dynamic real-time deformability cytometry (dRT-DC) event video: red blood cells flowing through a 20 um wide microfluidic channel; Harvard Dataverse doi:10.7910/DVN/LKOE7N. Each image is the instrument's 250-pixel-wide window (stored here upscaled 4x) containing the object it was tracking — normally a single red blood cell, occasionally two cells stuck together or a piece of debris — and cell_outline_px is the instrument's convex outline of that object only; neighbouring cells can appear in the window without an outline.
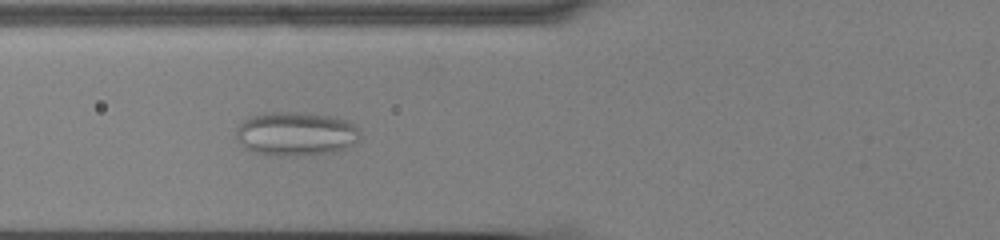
{"species": "common noctule bat (a hibernating species)", "species_latin": "Nyctalus noctula", "temperature_condition": "cold", "stored_images_in_passage": 58, "camera_frame_rate_fps": 3000, "um_per_image_px": 0.085, "animal": {"sex": "male", "body_mass_g": 13.0, "forearm_length_mm": 53.1}, "frame": {"image": 1, "passage_image": 24, "time_ms": 7.667, "image_size_px": [1000, 240], "cell_outline_px": [[360, 140], [344, 148], [332, 152], [296, 156], [284, 156], [256, 152], [244, 148], [240, 144], [236, 136], [236, 132], [240, 124], [244, 120], [252, 116], [264, 112], [304, 112], [332, 116], [344, 120], [360, 128]], "centroid_in_image_um": [25.16, 11.36], "position_along_channel_um": 100.6, "area_um2": 31.73}}
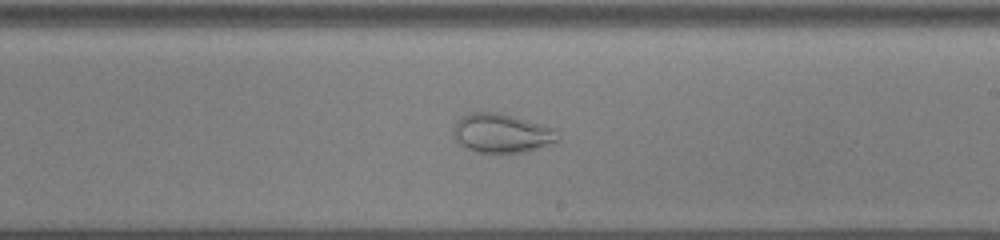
{"frame": {"image": 2, "passage_image": 36, "time_ms": 11.667, "image_size_px": [1000, 240], "cell_outline_px": [[560, 140], [524, 152], [476, 152], [460, 144], [456, 140], [452, 132], [456, 120], [460, 116], [468, 112], [500, 112], [540, 124], [552, 128]], "centroid_in_image_um": [42.57, 11.3], "position_along_channel_um": 246.4, "area_um2": 23.52}}
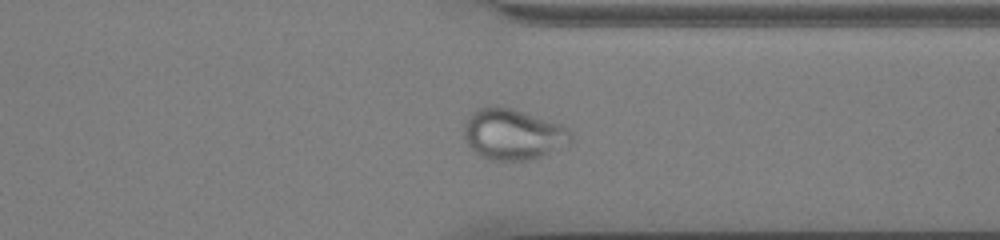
{"frame": {"image": 3, "passage_image": 46, "time_ms": 15.0, "image_size_px": [1000, 240], "cell_outline_px": [[572, 140], [568, 144], [540, 156], [524, 160], [488, 160], [480, 156], [468, 144], [464, 136], [464, 124], [468, 116], [472, 112], [480, 108], [512, 108], [560, 124], [568, 128], [572, 132]], "centroid_in_image_um": [43.6, 11.42], "position_along_channel_um": 367.8, "area_um2": 31.15}}